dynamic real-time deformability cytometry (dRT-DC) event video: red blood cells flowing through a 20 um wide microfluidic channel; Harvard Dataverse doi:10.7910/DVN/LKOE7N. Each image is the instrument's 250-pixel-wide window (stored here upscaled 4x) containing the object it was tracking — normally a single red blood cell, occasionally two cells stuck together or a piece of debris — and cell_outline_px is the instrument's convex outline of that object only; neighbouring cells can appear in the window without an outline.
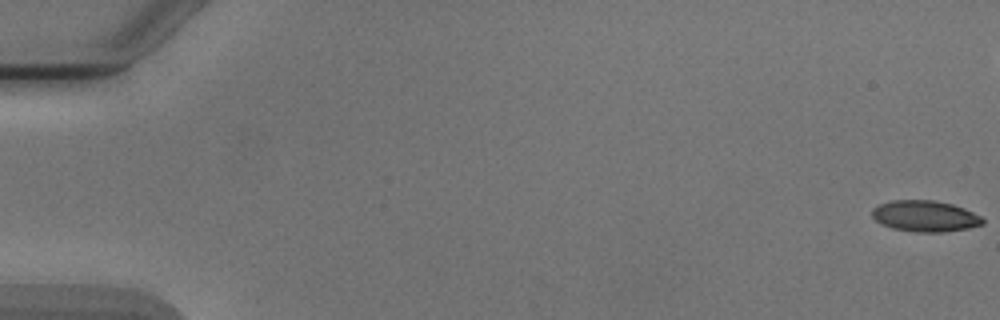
{"species": "Egyptian fruit bat (a non-hibernating species)", "species_latin": "Rousettus aegyptiacus", "temperature_condition": "cold", "stored_images_in_passage": 7, "camera_frame_rate_fps": 3000, "um_per_image_px": 0.085, "animal": {"sex": "male"}, "frame": {"image": 1, "passage_image": 1, "time_ms": 0.0, "image_size_px": [1000, 320], "cell_outline_px": [[984, 224], [968, 228], [944, 232], [916, 232], [892, 228], [880, 224], [872, 216], [872, 208], [880, 204], [892, 200], [932, 200], [952, 204], [964, 208], [980, 216], [984, 220]], "centroid_in_image_um": [78.62, 18.37], "position_along_channel_um": 6.4, "area_um2": 20.06}}